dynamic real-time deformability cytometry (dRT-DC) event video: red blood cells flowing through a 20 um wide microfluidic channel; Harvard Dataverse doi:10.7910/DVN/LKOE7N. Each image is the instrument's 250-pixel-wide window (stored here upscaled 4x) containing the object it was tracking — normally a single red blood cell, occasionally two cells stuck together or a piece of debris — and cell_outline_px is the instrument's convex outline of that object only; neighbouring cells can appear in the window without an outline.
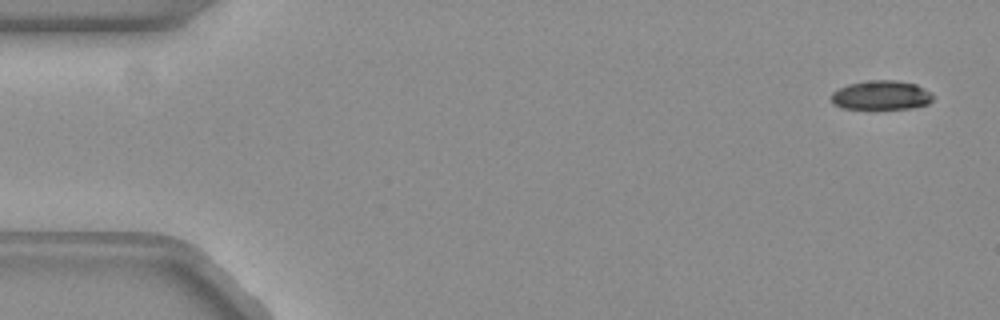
{"species": "common noctule bat (a hibernating species)", "species_latin": "Nyctalus noctula", "temperature_condition": "warm", "stored_images_in_passage": 50, "segment_of_instrument_passage": [1, 2], "camera_frame_rate_fps": 3000, "um_per_image_px": 0.085, "animal": {"sex": "female", "body_mass_g": 19.3, "forearm_length_mm": 54.1}, "frame": {"image": 1, "passage_image": 3, "time_ms": 0.667, "image_size_px": [1000, 320], "cell_outline_px": [[932, 100], [928, 104], [912, 108], [840, 108], [832, 104], [832, 92], [848, 84], [868, 80], [896, 80], [916, 84], [932, 92]], "centroid_in_image_um": [74.91, 8.08], "position_along_channel_um": 10.1, "area_um2": 17.28}}
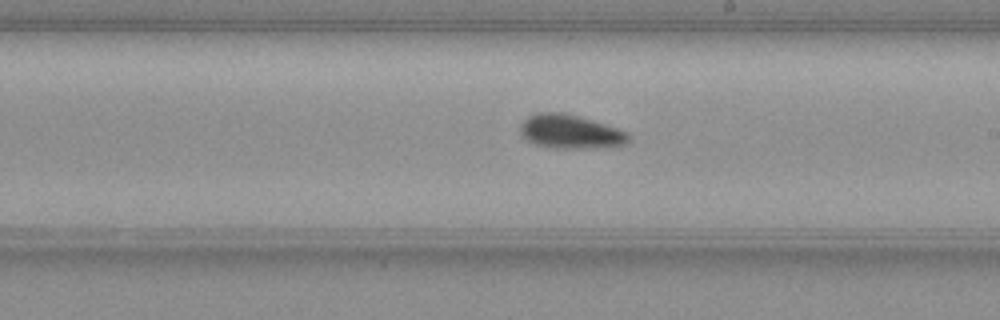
{"frame": {"image": 2, "passage_image": 31, "time_ms": 10.0, "image_size_px": [1000, 320], "cell_outline_px": [[628, 140], [624, 144], [612, 148], [552, 148], [536, 144], [528, 140], [520, 132], [520, 124], [528, 116], [536, 112], [564, 112], [592, 120], [616, 128], [624, 132], [628, 136]], "centroid_in_image_um": [48.45, 11.19], "position_along_channel_um": 240.5, "area_um2": 21.33}}
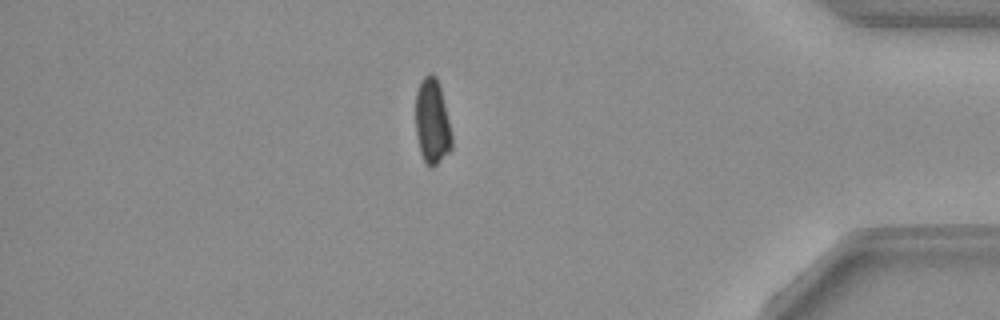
{"frame": {"image": 3, "passage_image": 47, "time_ms": 15.333, "image_size_px": [1000, 320], "cell_outline_px": [[452, 148], [432, 168], [424, 160], [420, 152], [416, 136], [416, 92], [420, 80], [428, 72], [432, 72], [436, 76], [440, 88], [452, 136]], "centroid_in_image_um": [36.71, 10.3], "position_along_channel_um": 398.5, "area_um2": 17.8}}